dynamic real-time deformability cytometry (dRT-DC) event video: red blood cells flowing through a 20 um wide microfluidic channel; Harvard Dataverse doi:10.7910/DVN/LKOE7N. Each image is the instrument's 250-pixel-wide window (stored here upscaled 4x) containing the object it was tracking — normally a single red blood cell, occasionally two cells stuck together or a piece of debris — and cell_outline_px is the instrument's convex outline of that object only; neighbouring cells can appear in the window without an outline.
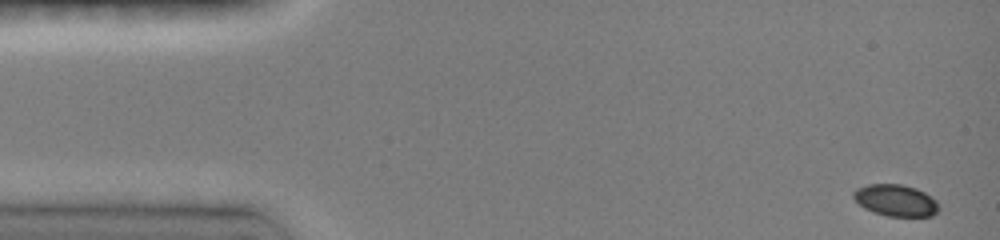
{"species": "common noctule bat (a hibernating species)", "species_latin": "Nyctalus noctula", "temperature_condition": "room temperature", "stored_images_in_passage": 21, "camera_frame_rate_fps": 3000, "um_per_image_px": 0.085, "animal": {"sex": "female", "body_mass_g": 19.0, "forearm_length_mm": 51.5}, "frame": {"image": 1, "passage_image": 1, "time_ms": 0.0, "image_size_px": [1000, 240], "cell_outline_px": [[940, 208], [932, 216], [888, 216], [872, 212], [864, 208], [852, 196], [852, 192], [856, 188], [868, 184], [900, 184], [916, 188], [924, 192], [936, 200]], "centroid_in_image_um": [76.12, 17.03], "position_along_channel_um": 8.9, "area_um2": 15.78}}
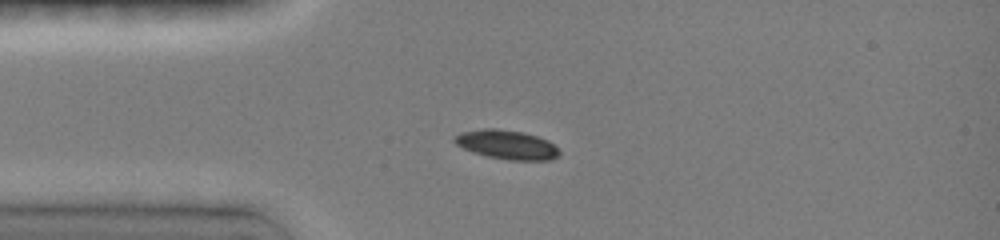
{"frame": {"image": 2, "passage_image": 8, "time_ms": 3.333, "image_size_px": [1000, 240], "cell_outline_px": [[560, 156], [552, 160], [508, 160], [488, 156], [472, 152], [456, 144], [452, 140], [460, 132], [484, 128], [496, 128], [520, 132], [536, 136], [548, 140], [560, 152]], "centroid_in_image_um": [43.08, 12.3], "position_along_channel_um": 41.9, "area_um2": 17.69}}
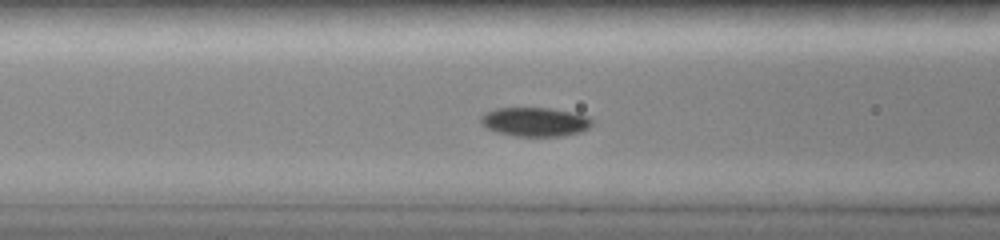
{"frame": {"image": 3, "passage_image": 15, "time_ms": 5.667, "image_size_px": [1000, 240], "cell_outline_px": [[592, 124], [588, 128], [580, 132], [560, 136], [516, 136], [496, 132], [488, 128], [480, 120], [480, 116], [496, 108], [548, 108], [576, 112], [588, 116], [592, 120]], "centroid_in_image_um": [45.51, 10.35], "position_along_channel_um": 121.1, "area_um2": 18.73}}